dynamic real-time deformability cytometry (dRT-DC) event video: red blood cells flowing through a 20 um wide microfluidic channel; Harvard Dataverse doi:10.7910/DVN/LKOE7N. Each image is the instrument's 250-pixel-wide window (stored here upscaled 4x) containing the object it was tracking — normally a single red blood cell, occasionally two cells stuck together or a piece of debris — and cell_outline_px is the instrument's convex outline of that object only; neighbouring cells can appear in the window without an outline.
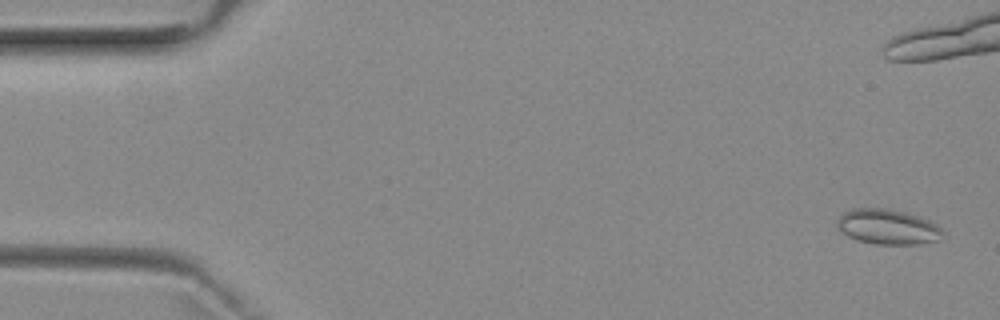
{"species": "common noctule bat (a hibernating species)", "species_latin": "Nyctalus noctula", "temperature_condition": "room temperature", "stored_images_in_passage": 7, "camera_frame_rate_fps": 3000, "um_per_image_px": 0.085, "animal": {"sex": "female", "body_mass_g": 29.2, "forearm_length_mm": 56.3}, "frame": {"image": 1, "passage_image": 1, "time_ms": 0.0, "image_size_px": [1000, 320], "cell_outline_px": [[944, 232], [940, 240], [920, 244], [876, 244], [856, 240], [840, 232], [836, 224], [840, 216], [844, 212], [852, 208], [884, 208], [904, 212], [928, 220], [936, 224]], "centroid_in_image_um": [75.44, 19.29], "position_along_channel_um": 9.6, "area_um2": 21.62}}